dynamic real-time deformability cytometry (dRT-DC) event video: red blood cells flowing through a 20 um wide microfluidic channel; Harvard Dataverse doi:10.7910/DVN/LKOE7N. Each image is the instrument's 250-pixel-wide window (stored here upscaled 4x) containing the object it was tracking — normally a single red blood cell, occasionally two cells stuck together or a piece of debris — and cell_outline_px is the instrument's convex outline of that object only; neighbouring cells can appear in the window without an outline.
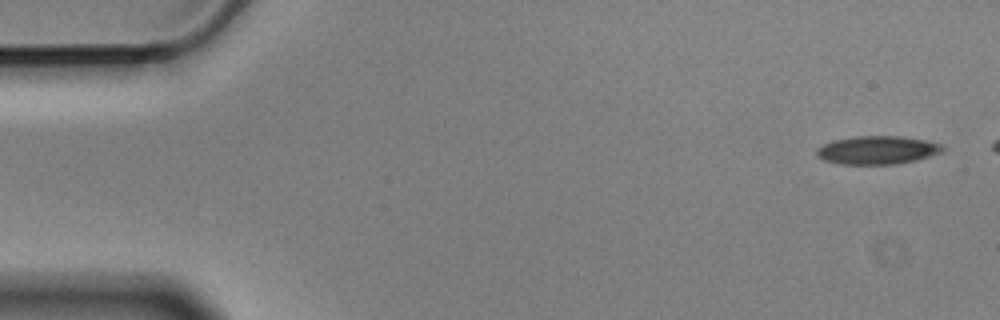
{"species": "Egyptian fruit bat (a non-hibernating species)", "species_latin": "Rousettus aegyptiacus", "temperature_condition": "cold", "stored_images_in_passage": 5, "camera_frame_rate_fps": 3000, "um_per_image_px": 0.085, "animal": {"sex": "male"}, "frame": {"image": 1, "passage_image": 1, "time_ms": 0.0, "image_size_px": [1000, 320], "cell_outline_px": [[944, 148], [940, 152], [916, 160], [896, 164], [840, 164], [824, 160], [816, 156], [816, 148], [832, 140], [856, 136], [900, 136], [924, 140], [944, 144]], "centroid_in_image_um": [74.54, 12.75], "position_along_channel_um": 10.5, "area_um2": 20.75}}